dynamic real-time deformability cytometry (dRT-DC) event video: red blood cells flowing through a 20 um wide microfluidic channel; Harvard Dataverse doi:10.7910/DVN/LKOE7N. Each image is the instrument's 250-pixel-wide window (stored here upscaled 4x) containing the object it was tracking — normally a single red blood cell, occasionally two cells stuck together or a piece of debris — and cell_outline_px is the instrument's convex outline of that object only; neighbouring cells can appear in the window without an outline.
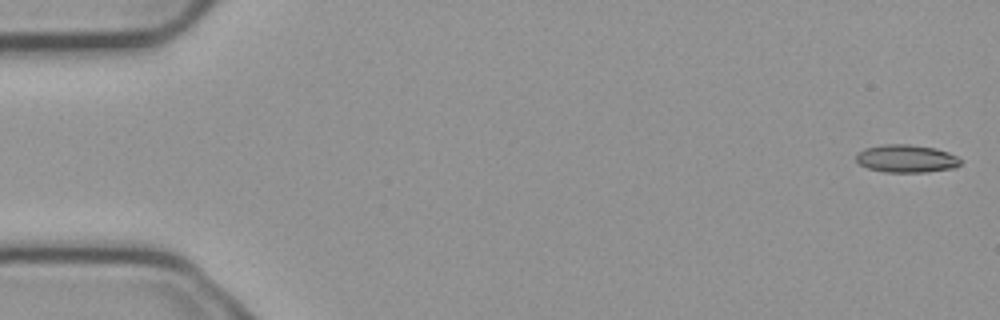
{"species": "common noctule bat (a hibernating species)", "species_latin": "Nyctalus noctula", "temperature_condition": "cold", "stored_images_in_passage": 5, "camera_frame_rate_fps": 3000, "um_per_image_px": 0.085, "animal": {"sex": "male", "body_mass_g": 23.1, "forearm_length_mm": 52.7}, "frame": {"image": 1, "passage_image": 5, "time_ms": 1.333, "image_size_px": [1000, 320], "cell_outline_px": [[964, 160], [956, 168], [924, 172], [884, 172], [868, 168], [860, 164], [856, 160], [856, 152], [864, 148], [884, 144], [908, 144], [936, 148], [948, 152]], "centroid_in_image_um": [77.05, 13.48], "position_along_channel_um": 7.9, "area_um2": 17.11}}